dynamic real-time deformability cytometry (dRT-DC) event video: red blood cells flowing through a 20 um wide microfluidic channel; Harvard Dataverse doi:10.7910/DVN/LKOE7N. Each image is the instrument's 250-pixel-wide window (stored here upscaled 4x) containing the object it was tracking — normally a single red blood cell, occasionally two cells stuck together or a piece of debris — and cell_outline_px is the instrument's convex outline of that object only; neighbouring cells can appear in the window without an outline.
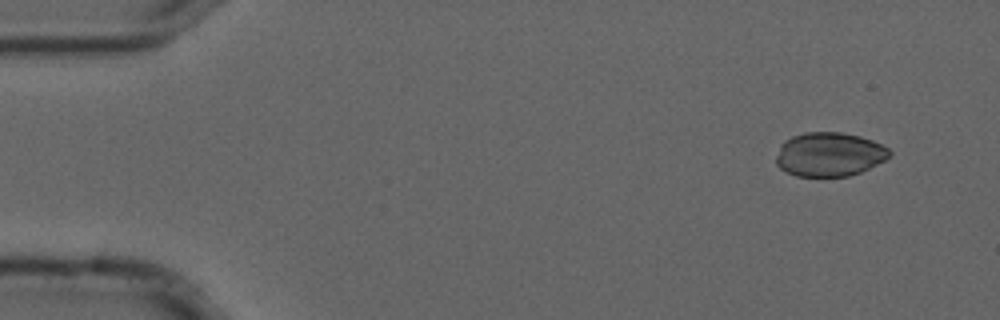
{"species": "common noctule bat (a hibernating species)", "species_latin": "Nyctalus noctula", "temperature_condition": "cold", "stored_images_in_passage": 4, "camera_frame_rate_fps": 3000, "um_per_image_px": 0.085, "animal": {"sex": "male", "forearm_length_mm": 52.5}, "frame": {"image": 1, "passage_image": 1, "time_ms": 0.0, "image_size_px": [1000, 320], "cell_outline_px": [[892, 156], [860, 172], [848, 176], [796, 176], [784, 172], [776, 164], [776, 156], [780, 144], [784, 140], [792, 136], [804, 132], [840, 132], [860, 136], [872, 140], [888, 148], [892, 152]], "centroid_in_image_um": [70.46, 13.12], "position_along_channel_um": 14.5, "area_um2": 29.25}}